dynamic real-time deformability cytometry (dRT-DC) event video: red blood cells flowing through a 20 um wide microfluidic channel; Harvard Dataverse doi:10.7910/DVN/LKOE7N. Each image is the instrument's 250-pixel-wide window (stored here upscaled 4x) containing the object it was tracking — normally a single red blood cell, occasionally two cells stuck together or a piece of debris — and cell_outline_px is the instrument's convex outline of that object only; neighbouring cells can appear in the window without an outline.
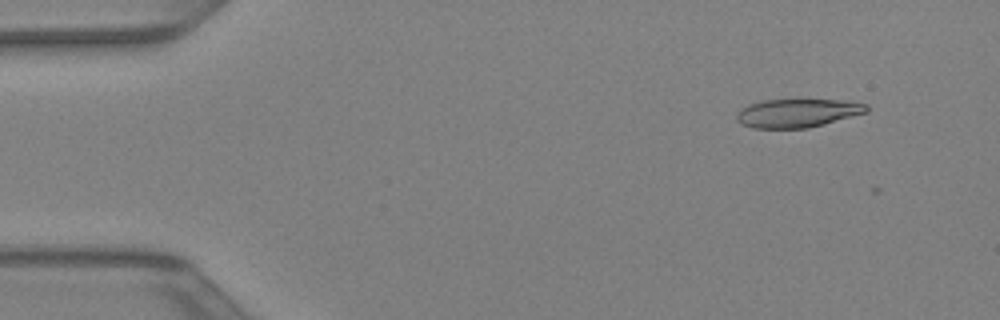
{"species": "Egyptian fruit bat (a non-hibernating species)", "species_latin": "Rousettus aegyptiacus", "temperature_condition": "warm", "stored_images_in_passage": 3, "camera_frame_rate_fps": 3000, "um_per_image_px": 0.085, "animal": {"sex": "female"}, "frame": {"image": 1, "passage_image": 2, "time_ms": 0.333, "image_size_px": [1000, 320], "cell_outline_px": [[868, 112], [824, 124], [808, 128], [752, 128], [740, 124], [736, 120], [736, 112], [740, 108], [748, 104], [764, 100], [840, 100], [868, 104]], "centroid_in_image_um": [67.74, 9.61], "position_along_channel_um": 17.3, "area_um2": 21.68}}